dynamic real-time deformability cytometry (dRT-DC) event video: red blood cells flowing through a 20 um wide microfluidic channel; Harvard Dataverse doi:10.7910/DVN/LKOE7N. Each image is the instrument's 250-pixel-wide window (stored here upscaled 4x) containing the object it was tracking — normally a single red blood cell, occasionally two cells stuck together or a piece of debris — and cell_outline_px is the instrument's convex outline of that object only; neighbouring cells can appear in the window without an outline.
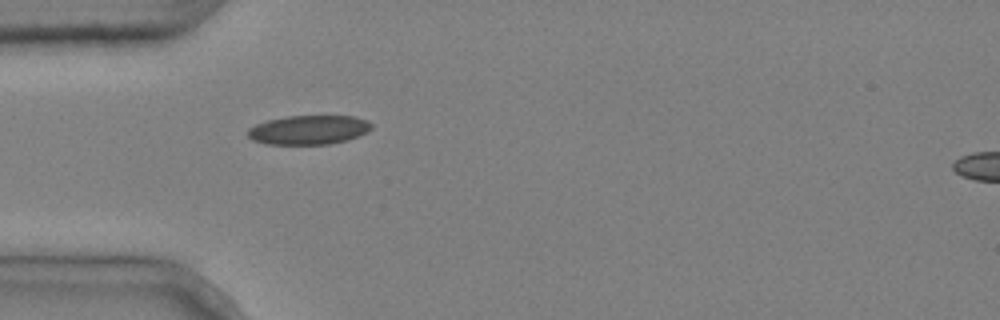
{"species": "common noctule bat (a hibernating species)", "species_latin": "Nyctalus noctula", "temperature_condition": "cold", "stored_images_in_passage": 2, "segment_of_instrument_passage": [1, 2], "camera_frame_rate_fps": 3000, "um_per_image_px": 0.085, "animal": {"sex": "male", "body_mass_g": 20.4}, "frame": {"image": 1, "passage_image": 1, "time_ms": 0.0, "image_size_px": [1000, 320], "cell_outline_px": [[372, 128], [368, 132], [348, 140], [328, 144], [264, 144], [252, 140], [248, 136], [248, 128], [256, 124], [268, 120], [288, 116], [352, 116], [368, 120], [372, 124]], "centroid_in_image_um": [26.25, 11.04], "position_along_channel_um": 58.7, "area_um2": 21.1}}